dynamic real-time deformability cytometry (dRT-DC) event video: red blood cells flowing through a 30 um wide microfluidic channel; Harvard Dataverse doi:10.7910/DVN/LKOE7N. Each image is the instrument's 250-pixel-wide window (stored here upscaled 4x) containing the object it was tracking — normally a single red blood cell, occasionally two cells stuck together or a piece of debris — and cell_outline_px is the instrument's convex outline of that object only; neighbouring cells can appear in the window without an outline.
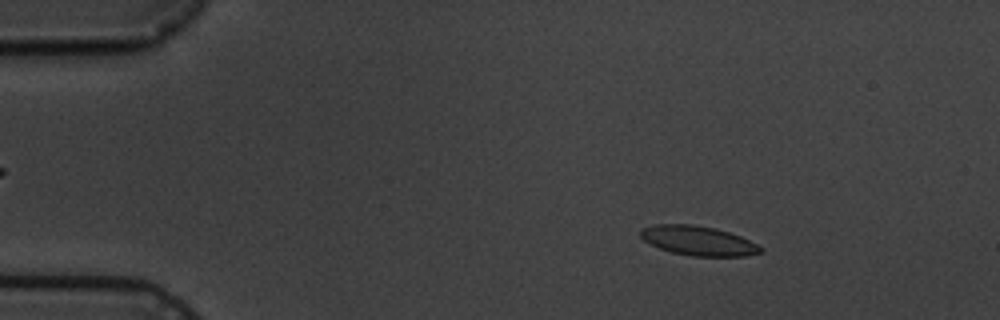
{"species": "common noctule bat (a hibernating species)", "species_latin": "Nyctalus noctula", "temperature_condition": "cold", "stored_images_in_passage": 5, "camera_frame_rate_fps": 3000, "um_per_image_px": 0.085, "animal": {"sex": "male", "body_mass_g": 19.5, "forearm_length_mm": 54.6}, "frame": {"image": 1, "passage_image": 2, "time_ms": 1.0, "image_size_px": [1000, 320], "cell_outline_px": [[764, 252], [744, 256], [692, 256], [672, 252], [660, 248], [644, 240], [640, 236], [640, 228], [656, 224], [692, 224], [716, 228], [740, 236], [764, 248]], "centroid_in_image_um": [59.35, 20.45], "position_along_channel_um": 25.6, "area_um2": 20.58}}
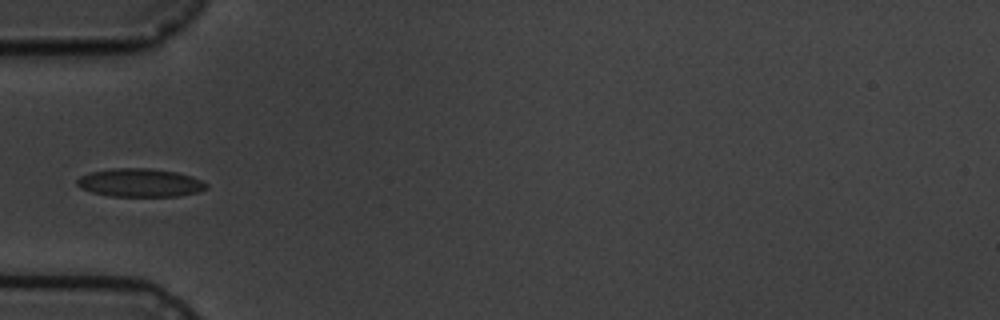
{"frame": {"image": 2, "passage_image": 5, "time_ms": 4.333, "image_size_px": [1000, 320], "cell_outline_px": [[208, 188], [200, 192], [176, 196], [108, 196], [92, 192], [80, 188], [76, 184], [76, 180], [80, 176], [88, 172], [112, 168], [148, 168], [176, 172], [192, 176], [208, 184]], "centroid_in_image_um": [11.88, 15.53], "position_along_channel_um": 73.1, "area_um2": 21.5}}